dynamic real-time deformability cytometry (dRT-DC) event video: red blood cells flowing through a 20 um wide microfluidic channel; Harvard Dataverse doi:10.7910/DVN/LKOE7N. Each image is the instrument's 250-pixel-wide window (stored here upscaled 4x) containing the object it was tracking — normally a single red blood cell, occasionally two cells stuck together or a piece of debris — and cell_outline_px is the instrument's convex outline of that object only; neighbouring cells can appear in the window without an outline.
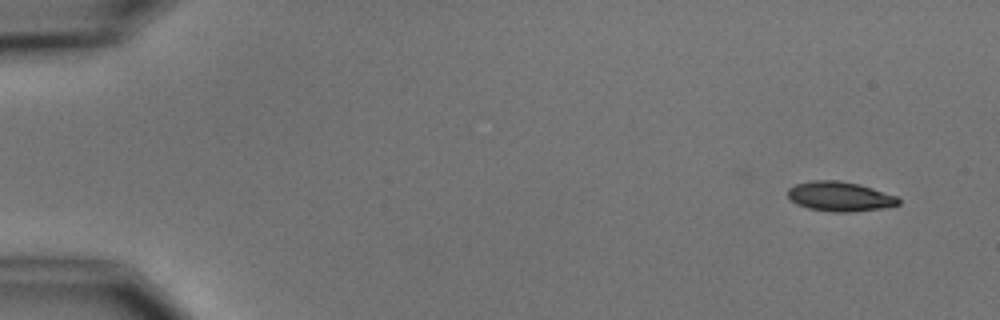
{"species": "common noctule bat (a hibernating species)", "species_latin": "Nyctalus noctula", "temperature_condition": "cold", "stored_images_in_passage": 6, "camera_frame_rate_fps": 3000, "um_per_image_px": 0.085, "animal": {"sex": "male", "body_mass_g": 15.6}, "frame": {"image": 1, "passage_image": 1, "time_ms": 0.0, "image_size_px": [1000, 320], "cell_outline_px": [[900, 204], [884, 208], [852, 212], [832, 212], [808, 208], [796, 204], [788, 196], [788, 188], [796, 184], [812, 180], [836, 180], [860, 184], [896, 196], [900, 200]], "centroid_in_image_um": [71.39, 16.7], "position_along_channel_um": 13.6, "area_um2": 19.13}}
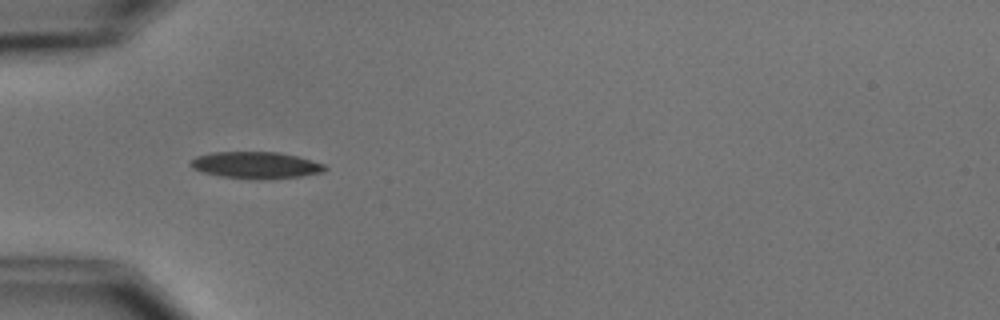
{"frame": {"image": 2, "passage_image": 5, "time_ms": 4.667, "image_size_px": [1000, 320], "cell_outline_px": [[328, 168], [324, 172], [300, 176], [256, 180], [252, 180], [220, 176], [204, 172], [192, 168], [188, 164], [196, 156], [212, 152], [280, 152], [296, 156], [324, 164]], "centroid_in_image_um": [21.73, 14.04], "position_along_channel_um": 63.3, "area_um2": 20.98}}